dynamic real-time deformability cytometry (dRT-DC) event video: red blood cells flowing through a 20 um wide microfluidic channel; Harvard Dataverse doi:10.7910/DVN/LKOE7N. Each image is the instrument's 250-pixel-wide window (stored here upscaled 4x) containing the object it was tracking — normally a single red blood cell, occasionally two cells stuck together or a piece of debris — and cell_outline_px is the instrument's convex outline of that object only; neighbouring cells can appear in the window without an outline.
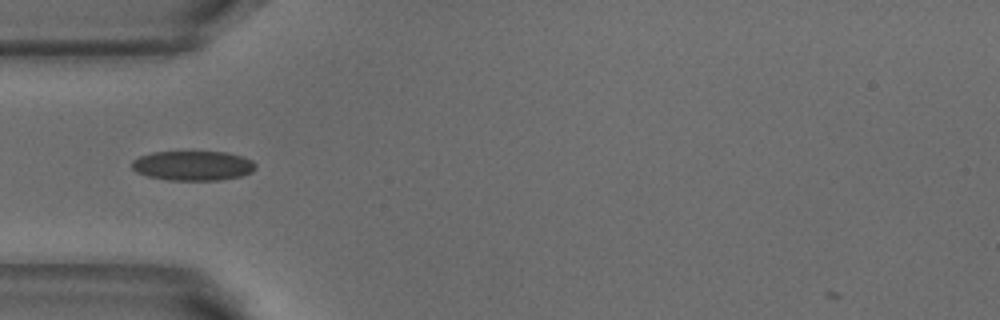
{"species": "common noctule bat (a hibernating species)", "species_latin": "Nyctalus noctula", "temperature_condition": "warm", "stored_images_in_passage": 30, "camera_frame_rate_fps": 3000, "um_per_image_px": 0.085, "animal": {"sex": "male", "body_mass_g": 18.8}, "frame": {"image": 1, "passage_image": 1, "time_ms": 0.0, "image_size_px": [1000, 320], "cell_outline_px": [[256, 168], [252, 172], [240, 176], [220, 180], [168, 180], [148, 176], [136, 172], [132, 168], [132, 160], [140, 156], [152, 152], [228, 152], [252, 160], [256, 164]], "centroid_in_image_um": [16.4, 14.08], "position_along_channel_um": 68.6, "area_um2": 21.39}, "authors_computed_cell_mechanics": {"area_um2": 20.7502, "velocity_mm_per_s": 3.8348, "shape_relaxation_time_tau1_ms": 4.1991, "shape_relaxation_time_tau2_ms": 1.0489, "deformation_change_tau1": 0.1285, "deformation_change_tau2": 0.0603}}